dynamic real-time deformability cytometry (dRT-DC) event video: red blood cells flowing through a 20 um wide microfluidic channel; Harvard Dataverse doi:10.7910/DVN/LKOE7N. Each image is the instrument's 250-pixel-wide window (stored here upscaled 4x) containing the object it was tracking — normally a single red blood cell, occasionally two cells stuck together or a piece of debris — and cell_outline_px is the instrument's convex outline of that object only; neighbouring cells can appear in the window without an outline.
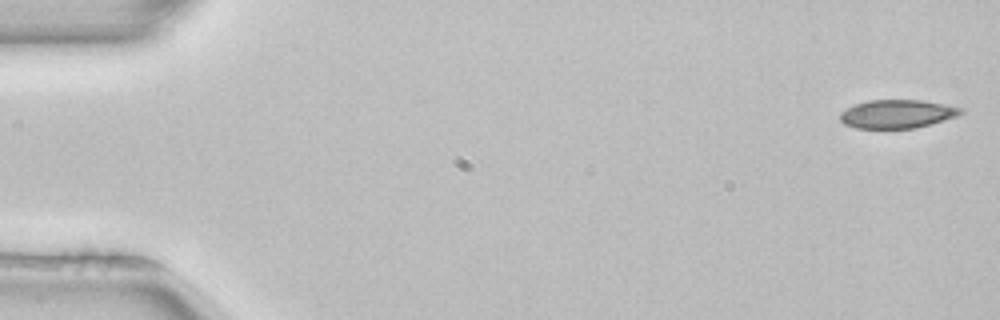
{"species": "common noctule bat (a hibernating species)", "species_latin": "Nyctalus noctula", "temperature_condition": "room temperature", "stored_images_in_passage": 51, "camera_frame_rate_fps": 3000, "um_per_image_px": 0.085, "animal": {"sex": "female", "body_mass_g": 22.7, "forearm_length_mm": 54.2}, "frame": {"image": 1, "passage_image": 1, "time_ms": 0.0, "image_size_px": [1000, 320], "cell_outline_px": [[964, 112], [956, 116], [932, 124], [916, 128], [856, 128], [844, 124], [840, 120], [840, 112], [856, 104], [868, 100], [920, 100], [964, 108]], "centroid_in_image_um": [76.26, 9.69], "position_along_channel_um": 8.7, "area_um2": 19.94}}
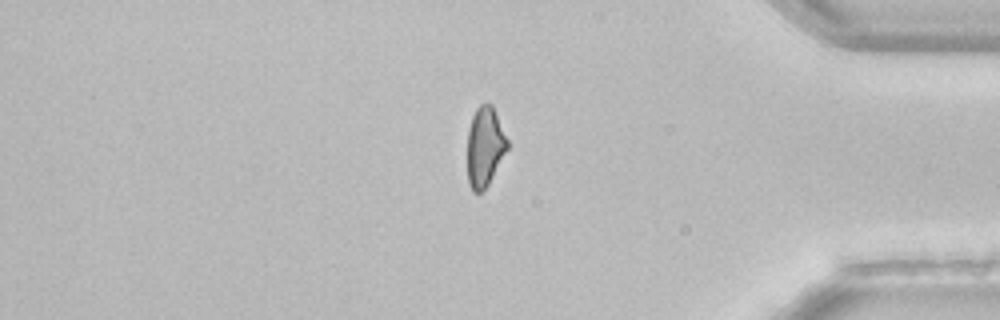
{"frame": {"image": 2, "passage_image": 43, "time_ms": 14.0, "image_size_px": [1000, 320], "cell_outline_px": [[508, 148], [488, 184], [480, 192], [472, 192], [468, 184], [468, 128], [472, 116], [476, 108], [480, 104], [492, 104], [508, 140]], "centroid_in_image_um": [41.2, 12.46], "position_along_channel_um": 394.0, "area_um2": 18.44}}
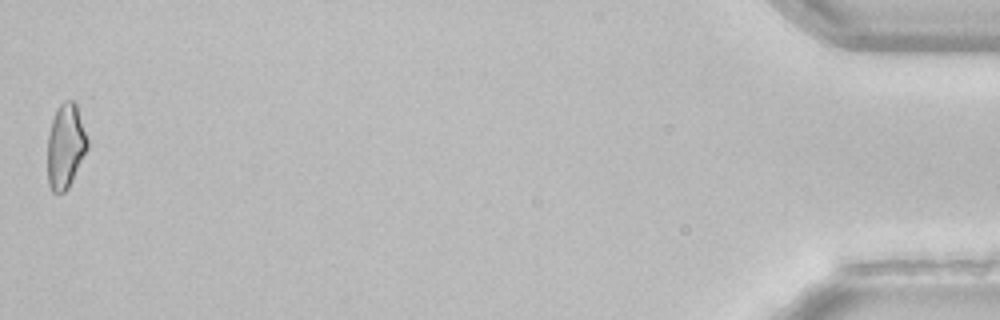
{"frame": {"image": 3, "passage_image": 51, "time_ms": 16.667, "image_size_px": [1000, 320], "cell_outline_px": [[88, 148], [68, 188], [64, 192], [52, 192], [48, 184], [48, 136], [52, 120], [56, 108], [64, 100], [72, 100], [76, 104], [88, 140]], "centroid_in_image_um": [5.56, 12.41], "position_along_channel_um": 429.6, "area_um2": 19.54}, "authors_computed_cell_mechanics": {"area_um2": 20.7502, "velocity_mm_per_s": 3.9838, "shape_relaxation_time_tau1_ms": 9.2812, "shape_relaxation_time_tau2_ms": null, "deformation_change_tau1": 0.1867, "deformation_change_tau2": null}}